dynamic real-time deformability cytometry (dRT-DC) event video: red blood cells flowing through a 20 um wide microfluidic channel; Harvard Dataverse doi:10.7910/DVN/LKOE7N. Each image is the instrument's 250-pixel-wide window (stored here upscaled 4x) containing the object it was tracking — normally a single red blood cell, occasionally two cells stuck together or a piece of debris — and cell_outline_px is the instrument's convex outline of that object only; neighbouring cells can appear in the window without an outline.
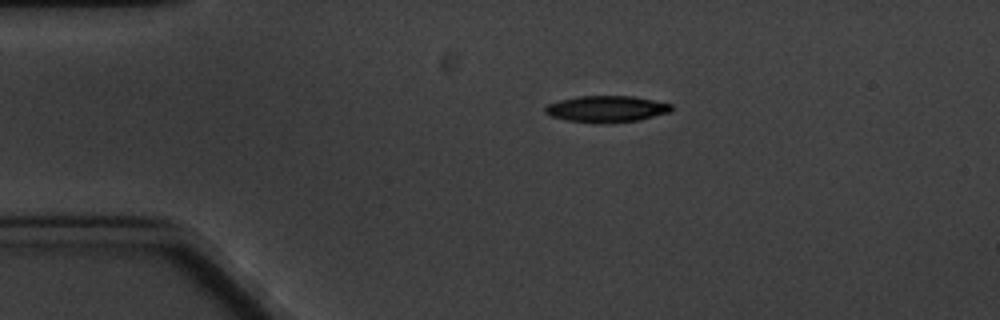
{"species": "common noctule bat (a hibernating species)", "species_latin": "Nyctalus noctula", "temperature_condition": "cold", "stored_images_in_passage": 5, "camera_frame_rate_fps": 3000, "um_per_image_px": 0.085, "animal": {"sex": "male", "body_mass_g": 20.1, "forearm_length_mm": 53.5}, "frame": {"image": 1, "passage_image": 1, "time_ms": 0.0, "image_size_px": [1000, 320], "cell_outline_px": [[672, 108], [668, 112], [640, 120], [600, 124], [592, 124], [564, 120], [552, 116], [544, 112], [544, 108], [548, 104], [560, 100], [580, 96], [632, 96], [672, 104]], "centroid_in_image_um": [51.51, 9.28], "position_along_channel_um": 33.5, "area_um2": 19.54}}
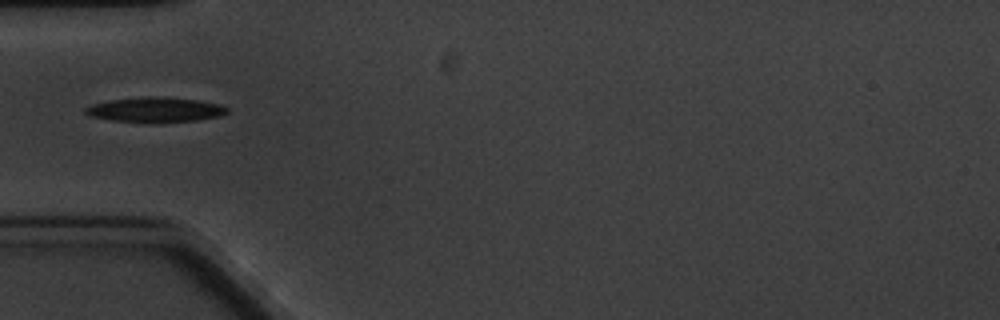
{"frame": {"image": 2, "passage_image": 3, "time_ms": 2.333, "image_size_px": [1000, 320], "cell_outline_px": [[228, 112], [220, 116], [196, 120], [112, 120], [92, 116], [84, 112], [84, 108], [92, 104], [108, 100], [144, 96], [164, 96], [200, 100], [220, 104], [228, 108]], "centroid_in_image_um": [13.22, 9.27], "position_along_channel_um": 71.8, "area_um2": 19.88}}